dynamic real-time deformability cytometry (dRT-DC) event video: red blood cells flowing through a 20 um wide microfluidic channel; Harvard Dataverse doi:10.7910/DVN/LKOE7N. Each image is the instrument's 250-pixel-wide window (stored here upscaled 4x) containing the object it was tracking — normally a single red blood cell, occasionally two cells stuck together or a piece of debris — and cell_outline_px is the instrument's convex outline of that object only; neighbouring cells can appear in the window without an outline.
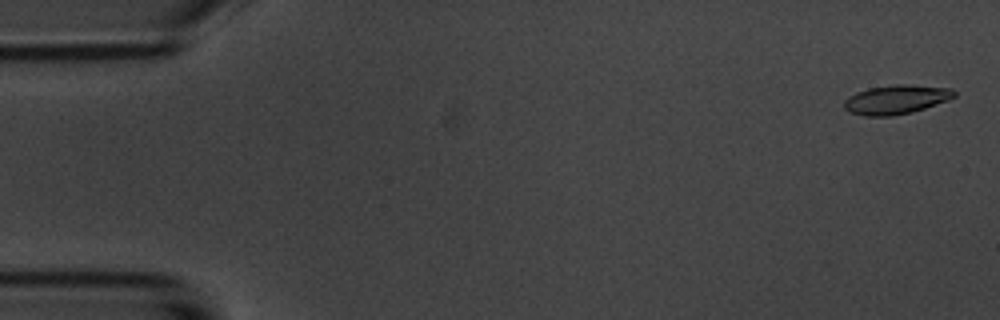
{"species": "common noctule bat (a hibernating species)", "species_latin": "Nyctalus noctula", "temperature_condition": "room temperature", "stored_images_in_passage": 44, "camera_frame_rate_fps": 3000, "um_per_image_px": 0.085, "animal": {"sex": "male", "body_mass_g": 20.1, "forearm_length_mm": 53.5}, "frame": {"image": 1, "passage_image": 2, "time_ms": 0.333, "image_size_px": [1000, 320], "cell_outline_px": [[956, 96], [948, 100], [912, 112], [892, 116], [864, 116], [848, 112], [844, 108], [844, 100], [848, 96], [856, 92], [868, 88], [896, 84], [908, 84], [952, 88], [956, 92]], "centroid_in_image_um": [76.15, 8.45], "position_along_channel_um": 8.8, "area_um2": 18.84}}
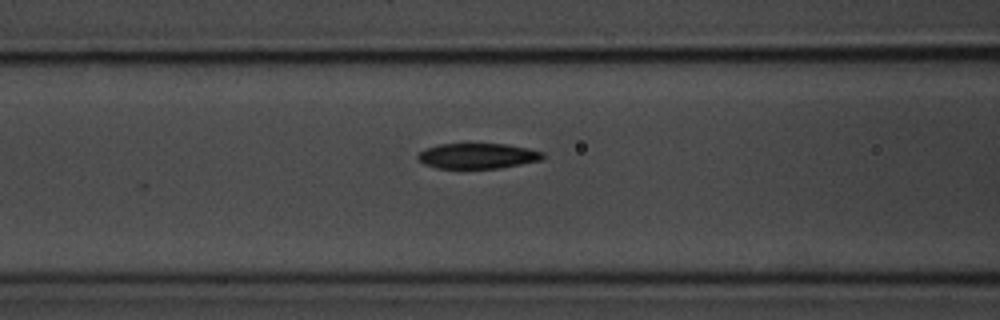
{"frame": {"image": 2, "passage_image": 22, "time_ms": 7.0, "image_size_px": [1000, 320], "cell_outline_px": [[544, 156], [540, 160], [500, 168], [436, 168], [424, 164], [416, 156], [420, 152], [428, 148], [440, 144], [508, 144], [528, 148], [544, 152]], "centroid_in_image_um": [40.61, 13.25], "position_along_channel_um": 126.0, "area_um2": 18.32}}
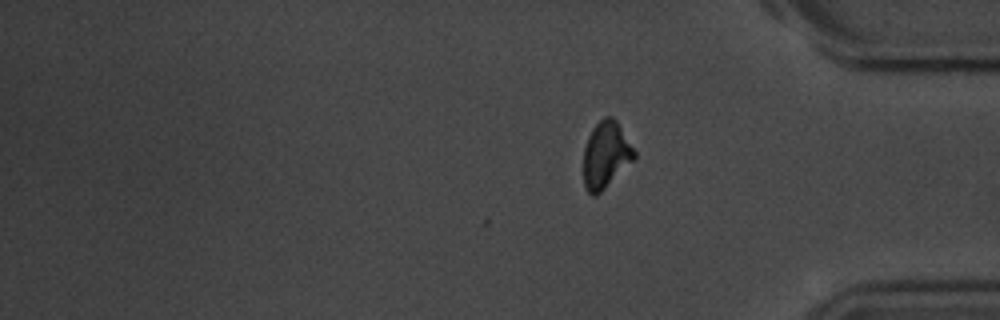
{"frame": {"image": 3, "passage_image": 44, "time_ms": 14.333, "image_size_px": [1000, 320], "cell_outline_px": [[636, 156], [596, 196], [592, 196], [588, 192], [584, 184], [584, 148], [588, 136], [592, 128], [604, 116], [612, 116], [616, 120], [636, 152]], "centroid_in_image_um": [51.47, 13.14], "position_along_channel_um": 383.7, "area_um2": 19.31}, "authors_computed_cell_mechanics": {"area_um2": 19.3919, "velocity_mm_per_s": 3.6946, "shape_relaxation_time_tau1_ms": 4.2795, "shape_relaxation_time_tau2_ms": 3.2028, "deformation_change_tau1": 0.139, "deformation_change_tau2": 0.106}}